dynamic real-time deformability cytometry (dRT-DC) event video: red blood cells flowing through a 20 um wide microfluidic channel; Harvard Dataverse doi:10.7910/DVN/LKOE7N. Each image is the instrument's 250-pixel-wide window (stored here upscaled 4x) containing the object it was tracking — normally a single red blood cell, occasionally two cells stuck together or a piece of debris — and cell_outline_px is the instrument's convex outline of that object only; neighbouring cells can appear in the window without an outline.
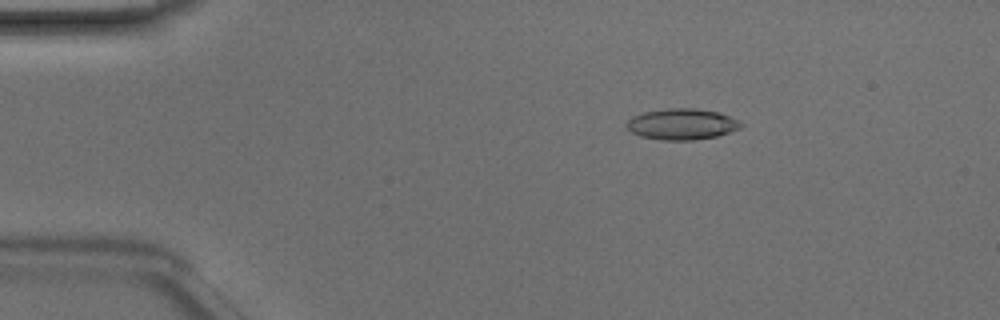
{"species": "Egyptian fruit bat (a non-hibernating species)", "species_latin": "Rousettus aegyptiacus", "temperature_condition": "room temperature", "stored_images_in_passage": 47, "camera_frame_rate_fps": 3000, "um_per_image_px": 0.085, "animal": {"sex": "male"}, "frame": {"image": 1, "passage_image": 7, "time_ms": 2.0, "image_size_px": [1000, 320], "cell_outline_px": [[744, 124], [740, 128], [716, 136], [692, 140], [664, 140], [640, 136], [632, 132], [624, 124], [632, 116], [644, 112], [668, 108], [696, 108], [716, 112], [728, 116]], "centroid_in_image_um": [57.92, 10.55], "position_along_channel_um": 27.1, "area_um2": 20.46}}
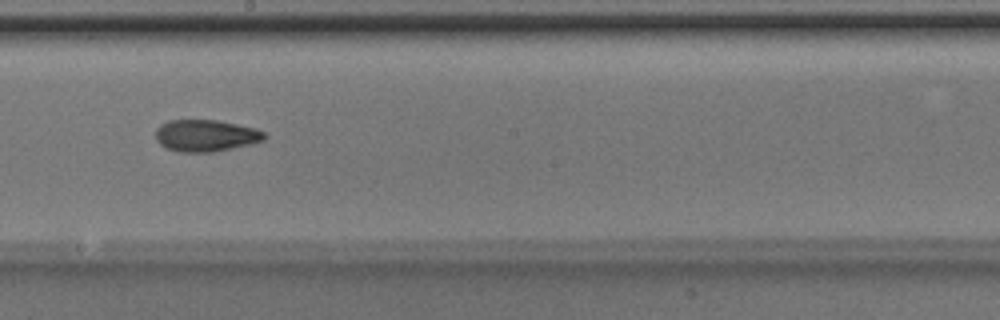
{"frame": {"image": 2, "passage_image": 26, "time_ms": 8.333, "image_size_px": [1000, 320], "cell_outline_px": [[268, 136], [264, 140], [232, 148], [212, 152], [180, 152], [168, 148], [160, 144], [156, 140], [156, 128], [160, 124], [168, 120], [216, 120], [256, 128], [264, 132]], "centroid_in_image_um": [17.48, 11.52], "position_along_channel_um": 230.7, "area_um2": 20.11}}
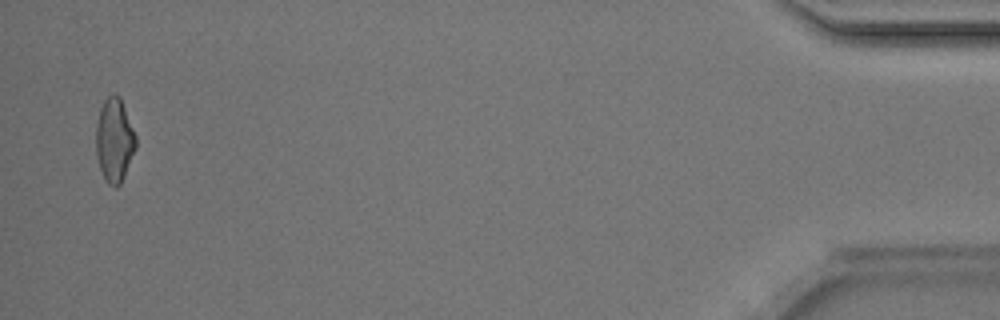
{"frame": {"image": 3, "passage_image": 46, "time_ms": 15.0, "image_size_px": [1000, 320], "cell_outline_px": [[136, 148], [124, 176], [120, 184], [116, 188], [108, 184], [100, 168], [96, 152], [96, 124], [100, 108], [104, 100], [108, 96], [120, 96], [136, 136]], "centroid_in_image_um": [9.72, 11.92], "position_along_channel_um": 425.5, "area_um2": 19.25}, "authors_computed_cell_mechanics": {"area_um2": 19.7098, "velocity_mm_per_s": 4.2072, "shape_relaxation_time_tau1_ms": 6.4675, "shape_relaxation_time_tau2_ms": 2.9398, "deformation_change_tau1": 0.1785, "deformation_change_tau2": 0.0982}}